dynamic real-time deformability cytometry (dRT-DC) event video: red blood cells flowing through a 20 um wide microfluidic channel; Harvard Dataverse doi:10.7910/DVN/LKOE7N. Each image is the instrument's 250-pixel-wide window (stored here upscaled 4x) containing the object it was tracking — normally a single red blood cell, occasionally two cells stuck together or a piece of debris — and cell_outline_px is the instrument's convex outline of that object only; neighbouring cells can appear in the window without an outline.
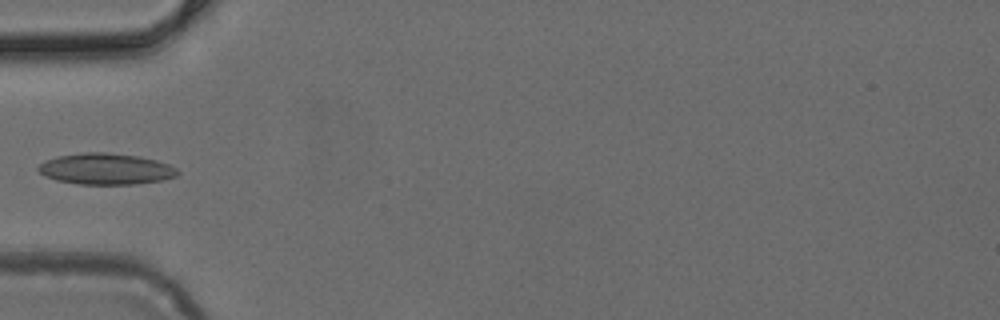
{"species": "common noctule bat (a hibernating species)", "species_latin": "Nyctalus noctula", "temperature_condition": "cold", "stored_images_in_passage": 5, "camera_frame_rate_fps": 3000, "um_per_image_px": 0.085, "animal": {"sex": "female", "body_mass_g": 24.6, "forearm_length_mm": 56.2}, "frame": {"image": 1, "passage_image": 5, "time_ms": 1.333, "image_size_px": [1000, 320], "cell_outline_px": [[180, 172], [176, 176], [160, 180], [136, 184], [80, 184], [56, 180], [44, 176], [36, 168], [40, 164], [56, 156], [84, 152], [104, 152], [140, 156], [156, 160], [168, 164], [176, 168]], "centroid_in_image_um": [8.99, 14.35], "position_along_channel_um": 76.0, "area_um2": 25.26}}